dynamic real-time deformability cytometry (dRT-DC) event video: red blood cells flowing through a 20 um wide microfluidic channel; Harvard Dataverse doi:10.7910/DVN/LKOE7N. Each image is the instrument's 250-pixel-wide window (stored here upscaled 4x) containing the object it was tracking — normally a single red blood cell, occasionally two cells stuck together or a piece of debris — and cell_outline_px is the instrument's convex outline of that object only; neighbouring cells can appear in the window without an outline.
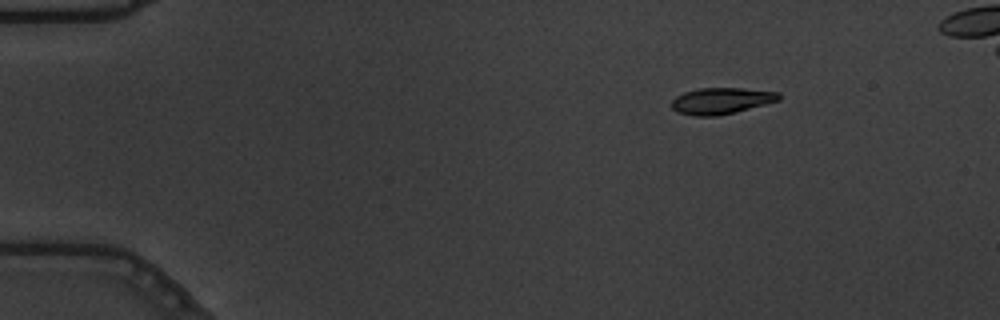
{"species": "common noctule bat (a hibernating species)", "species_latin": "Nyctalus noctula", "temperature_condition": "warm", "stored_images_in_passage": 56, "camera_frame_rate_fps": 3000, "um_per_image_px": 0.085, "animal": {"sex": "male", "body_mass_g": 19.5, "forearm_length_mm": 54.6}, "frame": {"image": 1, "passage_image": 9, "time_ms": 2.667, "image_size_px": [1000, 320], "cell_outline_px": [[780, 100], [736, 112], [716, 116], [696, 116], [680, 112], [672, 108], [672, 100], [676, 96], [684, 92], [700, 88], [744, 88], [780, 92]], "centroid_in_image_um": [61.34, 8.56], "position_along_channel_um": 23.7, "area_um2": 16.42}}
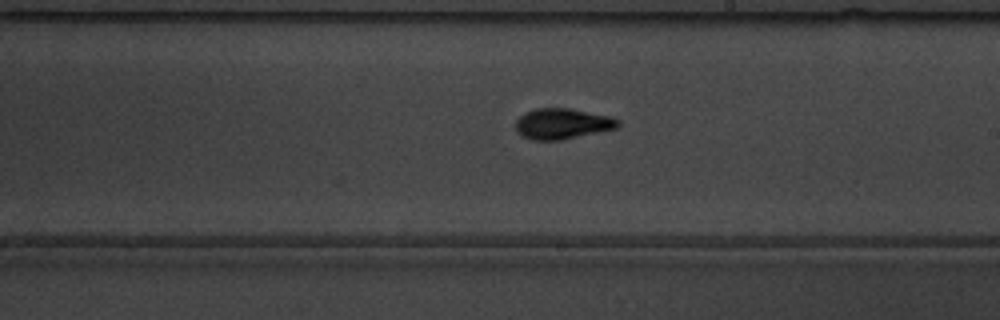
{"frame": {"image": 2, "passage_image": 34, "time_ms": 11.0, "image_size_px": [1000, 320], "cell_outline_px": [[620, 124], [616, 128], [560, 140], [532, 140], [520, 136], [516, 132], [516, 120], [524, 112], [536, 108], [568, 108], [612, 116], [620, 120]], "centroid_in_image_um": [47.77, 10.51], "position_along_channel_um": 241.2, "area_um2": 18.38}}
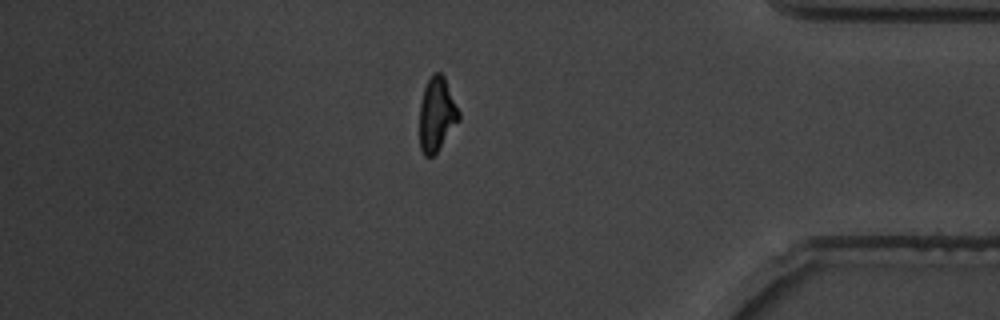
{"frame": {"image": 3, "passage_image": 49, "time_ms": 16.0, "image_size_px": [1000, 320], "cell_outline_px": [[460, 120], [436, 152], [432, 156], [424, 156], [420, 148], [420, 104], [424, 88], [432, 72], [440, 72], [444, 76], [460, 112]], "centroid_in_image_um": [37.13, 9.7], "position_along_channel_um": 398.1, "area_um2": 16.88}}